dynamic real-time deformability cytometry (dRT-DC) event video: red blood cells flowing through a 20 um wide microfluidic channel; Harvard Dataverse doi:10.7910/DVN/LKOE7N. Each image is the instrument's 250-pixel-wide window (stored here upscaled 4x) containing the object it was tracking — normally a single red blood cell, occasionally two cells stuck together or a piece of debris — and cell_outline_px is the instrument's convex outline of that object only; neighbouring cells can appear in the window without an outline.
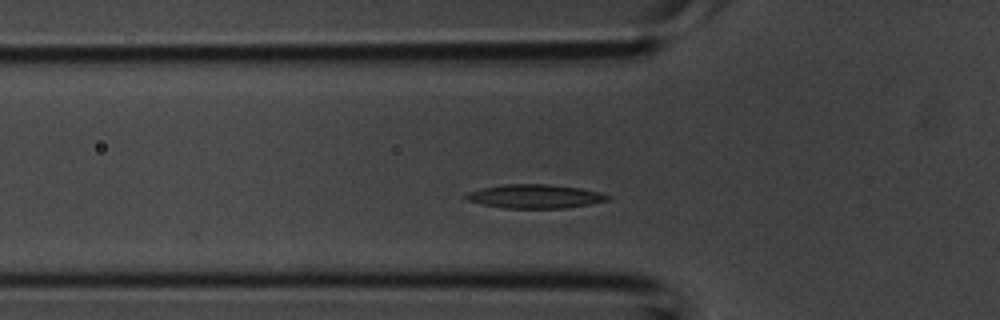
{"species": "common noctule bat (a hibernating species)", "species_latin": "Nyctalus noctula", "temperature_condition": "room temperature", "stored_images_in_passage": 9, "camera_frame_rate_fps": 3000, "um_per_image_px": 0.085, "animal": {"sex": "male", "body_mass_g": 20.1, "forearm_length_mm": 53.5}, "frame": {"image": 1, "passage_image": 5, "time_ms": 1.333, "image_size_px": [1000, 320], "cell_outline_px": [[612, 196], [608, 200], [588, 204], [564, 208], [504, 208], [480, 204], [464, 200], [460, 196], [468, 192], [484, 188], [508, 184], [548, 184], [580, 188], [600, 192]], "centroid_in_image_um": [45.42, 16.69], "position_along_channel_um": 80.4, "area_um2": 19.71}}
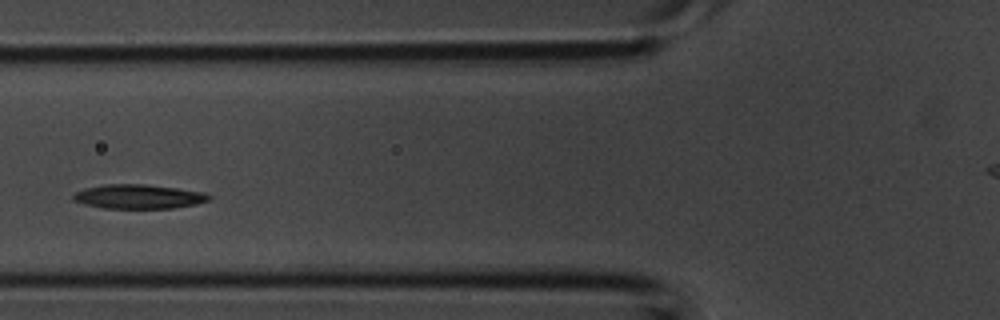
{"frame": {"image": 2, "passage_image": 7, "time_ms": 2.0, "image_size_px": [1000, 320], "cell_outline_px": [[212, 196], [208, 200], [196, 204], [176, 208], [100, 208], [84, 204], [72, 200], [72, 196], [76, 192], [84, 188], [108, 184], [144, 184], [176, 188], [204, 192]], "centroid_in_image_um": [11.76, 16.71], "position_along_channel_um": 114.0, "area_um2": 19.19}}